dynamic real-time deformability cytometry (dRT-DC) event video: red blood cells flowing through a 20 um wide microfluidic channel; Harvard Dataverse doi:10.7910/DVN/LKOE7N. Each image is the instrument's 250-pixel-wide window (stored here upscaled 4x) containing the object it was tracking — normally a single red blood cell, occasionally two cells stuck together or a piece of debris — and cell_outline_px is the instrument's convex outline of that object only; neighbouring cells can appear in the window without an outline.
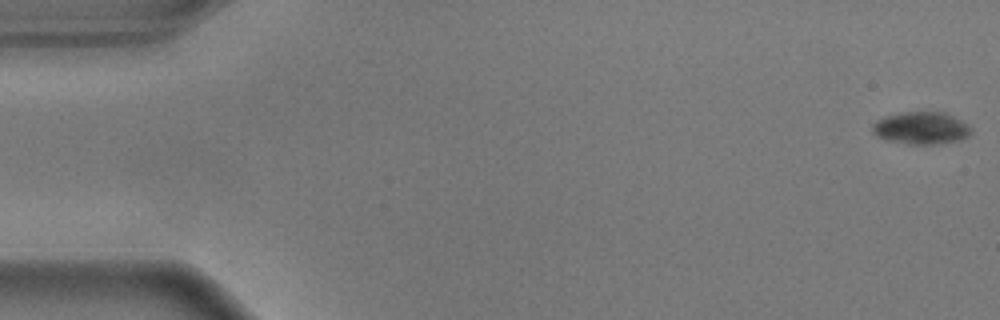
{"species": "common noctule bat (a hibernating species)", "species_latin": "Nyctalus noctula", "temperature_condition": "warm", "stored_images_in_passage": 56, "camera_frame_rate_fps": 3000, "um_per_image_px": 0.085, "animal": {"sex": "male", "body_mass_g": 17.9}, "frame": {"image": 1, "passage_image": 1, "time_ms": 0.0, "image_size_px": [1000, 320], "cell_outline_px": [[972, 132], [968, 136], [960, 140], [940, 144], [908, 144], [888, 140], [876, 136], [872, 132], [872, 124], [876, 120], [884, 116], [900, 112], [944, 112], [968, 124], [972, 128]], "centroid_in_image_um": [78.29, 10.89], "position_along_channel_um": 6.7, "area_um2": 18.79}}
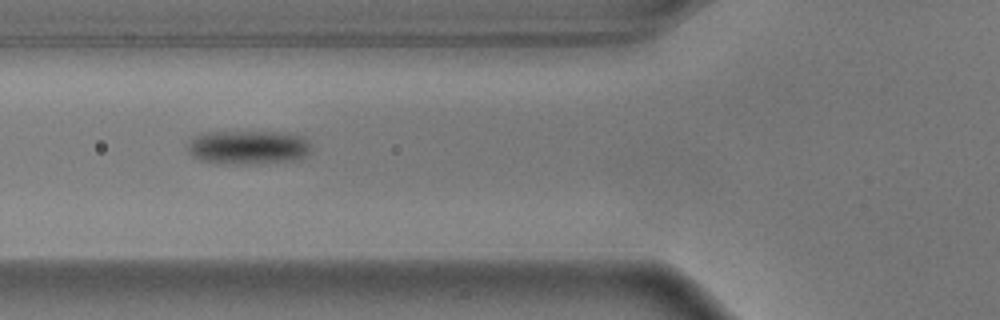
{"frame": {"image": 2, "passage_image": 21, "time_ms": 6.667, "image_size_px": [1000, 320], "cell_outline_px": [[312, 148], [304, 156], [292, 160], [256, 164], [228, 164], [200, 160], [192, 156], [188, 152], [188, 144], [192, 136], [200, 132], [296, 132], [304, 136], [312, 144]], "centroid_in_image_um": [21.11, 12.5], "position_along_channel_um": 104.7, "area_um2": 24.97}}
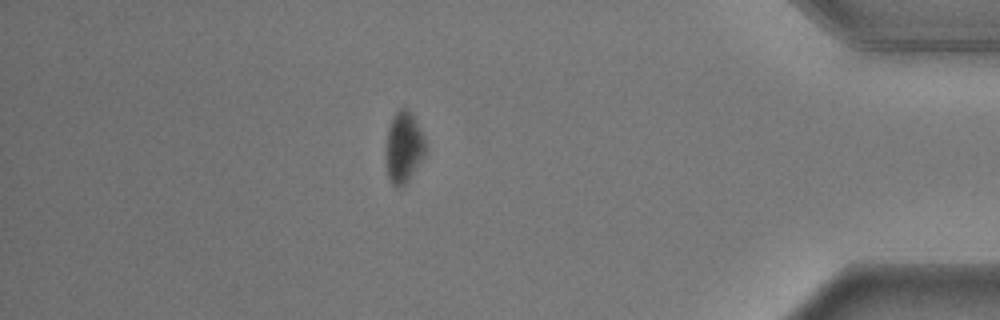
{"frame": {"image": 3, "passage_image": 49, "time_ms": 16.0, "image_size_px": [1000, 320], "cell_outline_px": [[428, 148], [424, 156], [408, 180], [404, 184], [392, 184], [388, 176], [388, 128], [392, 116], [400, 108], [408, 108], [420, 128], [428, 144]], "centroid_in_image_um": [34.38, 12.45], "position_along_channel_um": 400.8, "area_um2": 15.9}, "authors_computed_cell_mechanics": {"area_um2": 20.8658, "velocity_mm_per_s": 3.6002, "shape_relaxation_time_tau1_ms": 1.3717, "shape_relaxation_time_tau2_ms": null, "deformation_change_tau1": 0.0903, "deformation_change_tau2": null}}